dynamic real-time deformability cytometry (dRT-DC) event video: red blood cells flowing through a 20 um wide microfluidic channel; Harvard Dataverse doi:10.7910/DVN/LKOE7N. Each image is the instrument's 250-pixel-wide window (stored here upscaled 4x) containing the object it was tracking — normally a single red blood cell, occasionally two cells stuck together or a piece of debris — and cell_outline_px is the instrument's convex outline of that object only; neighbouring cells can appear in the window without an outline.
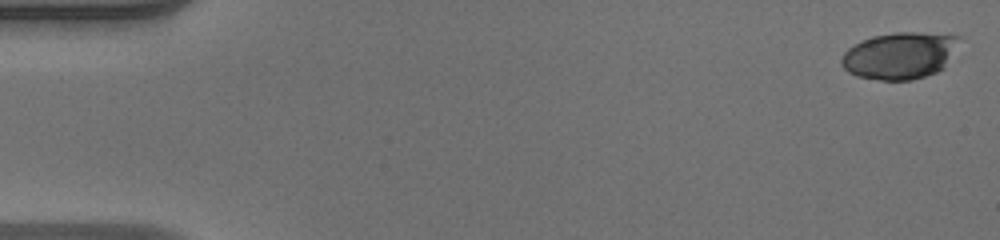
{"species": "human", "species_latin": "Homo sapiens", "temperature_condition": "warm", "stored_images_in_passage": 50, "camera_frame_rate_fps": 3000, "um_per_image_px": 0.085, "donor": {"sex": "male"}, "frame": {"image": 1, "passage_image": 1, "time_ms": 0.0, "image_size_px": [1000, 240], "cell_outline_px": [[960, 36], [944, 68], [936, 72], [912, 80], [880, 80], [856, 76], [848, 72], [840, 64], [840, 60], [844, 52], [848, 48], [872, 36], [896, 32], [916, 32]], "centroid_in_image_um": [76.43, 4.73], "position_along_channel_um": 8.6, "area_um2": 31.79}}
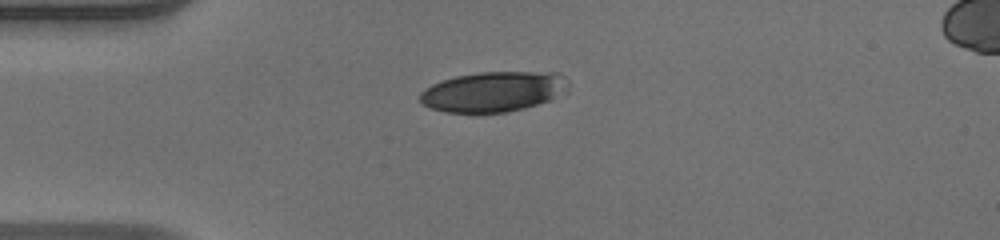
{"frame": {"image": 2, "passage_image": 13, "time_ms": 4.0, "image_size_px": [1000, 240], "cell_outline_px": [[568, 92], [548, 100], [524, 108], [508, 112], [476, 116], [472, 116], [444, 112], [432, 108], [424, 104], [420, 100], [420, 92], [424, 88], [432, 84], [456, 76], [480, 72], [556, 72], [564, 76], [568, 80]], "centroid_in_image_um": [41.92, 7.83], "position_along_channel_um": 43.1, "area_um2": 35.66}}